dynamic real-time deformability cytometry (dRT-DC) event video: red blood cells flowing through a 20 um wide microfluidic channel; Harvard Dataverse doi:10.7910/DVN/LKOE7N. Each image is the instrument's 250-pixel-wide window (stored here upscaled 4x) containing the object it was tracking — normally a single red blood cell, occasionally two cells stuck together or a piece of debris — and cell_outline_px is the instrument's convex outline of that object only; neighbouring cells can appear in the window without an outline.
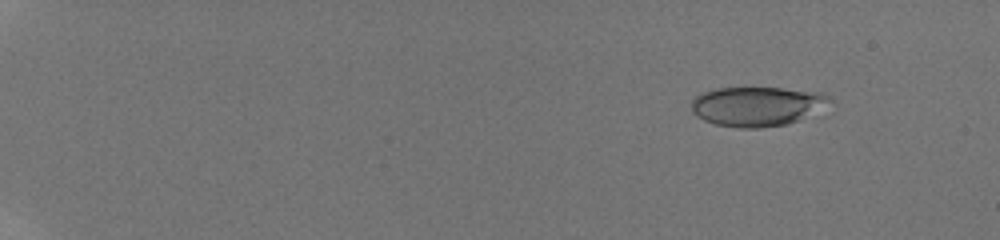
{"species": "human", "species_latin": "Homo sapiens", "temperature_condition": "room temperature", "stored_images_in_passage": 55, "camera_frame_rate_fps": 3000, "um_per_image_px": 0.085, "donor": {"sex": "male"}, "frame": {"image": 1, "passage_image": 10, "time_ms": 2.333, "image_size_px": [1000, 240], "cell_outline_px": [[832, 100], [796, 120], [788, 124], [760, 128], [740, 128], [716, 124], [704, 120], [696, 116], [692, 112], [692, 100], [696, 96], [704, 92], [716, 88], [780, 88], [820, 92], [828, 96]], "centroid_in_image_um": [64.26, 9.03], "position_along_channel_um": 20.7, "area_um2": 31.15}}
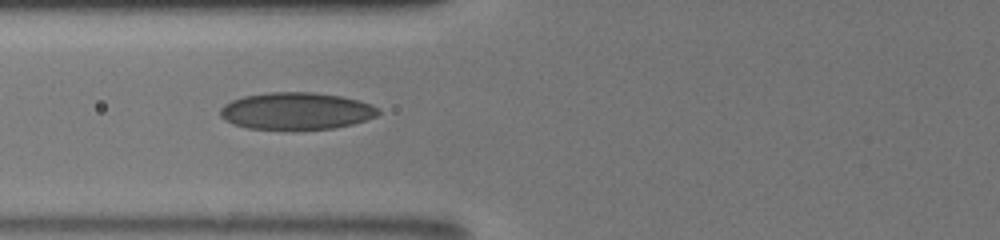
{"frame": {"image": 2, "passage_image": 33, "time_ms": 8.333, "image_size_px": [1000, 240], "cell_outline_px": [[380, 112], [376, 116], [352, 124], [332, 128], [248, 128], [232, 124], [224, 120], [220, 116], [220, 108], [224, 104], [232, 100], [244, 96], [268, 92], [312, 92], [340, 96], [356, 100], [380, 108]], "centroid_in_image_um": [25.14, 9.42], "position_along_channel_um": 100.7, "area_um2": 33.64}}
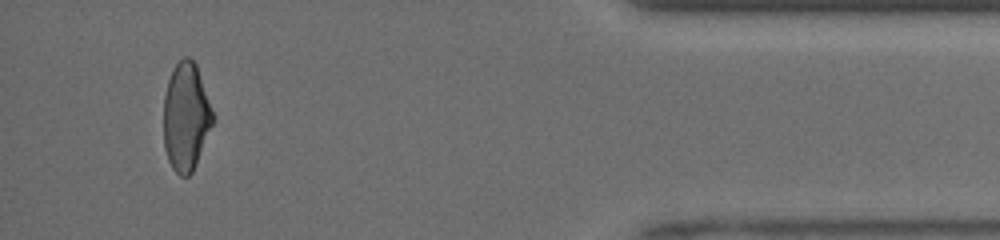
{"frame": {"image": 3, "passage_image": 54, "time_ms": 17.0, "image_size_px": [1000, 240], "cell_outline_px": [[212, 124], [196, 164], [192, 172], [188, 176], [180, 176], [172, 168], [168, 160], [164, 148], [164, 96], [168, 80], [172, 68], [184, 56], [188, 56], [196, 64], [212, 112]], "centroid_in_image_um": [15.77, 9.93], "position_along_channel_um": 419.4, "area_um2": 30.52}, "authors_computed_cell_mechanics": {"area_um2": 32.5414, "velocity_mm_per_s": 4.1811, "shape_relaxation_time_tau1_ms": 10.1017, "shape_relaxation_time_tau2_ms": 1.0968, "deformation_change_tau1": 0.2527, "deformation_change_tau2": 0.0684}}